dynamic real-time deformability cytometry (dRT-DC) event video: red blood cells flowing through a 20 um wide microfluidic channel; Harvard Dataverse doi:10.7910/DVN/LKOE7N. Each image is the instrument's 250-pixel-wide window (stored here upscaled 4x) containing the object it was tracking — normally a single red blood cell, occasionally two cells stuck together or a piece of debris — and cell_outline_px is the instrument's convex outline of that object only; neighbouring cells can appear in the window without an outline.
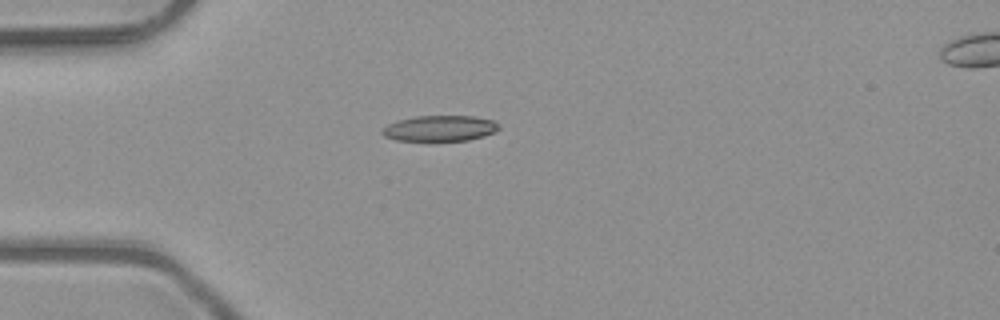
{"species": "common noctule bat (a hibernating species)", "species_latin": "Nyctalus noctula", "temperature_condition": "room temperature", "stored_images_in_passage": 2, "camera_frame_rate_fps": 3000, "um_per_image_px": 0.085, "animal": {"sex": "male", "body_mass_g": 23.1, "forearm_length_mm": 52.7}, "frame": {"image": 1, "passage_image": 1, "time_ms": 0.0, "image_size_px": [1000, 320], "cell_outline_px": [[500, 128], [496, 132], [484, 136], [468, 140], [428, 144], [396, 140], [384, 136], [380, 132], [380, 128], [388, 124], [400, 120], [416, 116], [476, 116], [492, 120], [500, 124]], "centroid_in_image_um": [37.36, 10.96], "position_along_channel_um": 47.6, "area_um2": 18.55}}